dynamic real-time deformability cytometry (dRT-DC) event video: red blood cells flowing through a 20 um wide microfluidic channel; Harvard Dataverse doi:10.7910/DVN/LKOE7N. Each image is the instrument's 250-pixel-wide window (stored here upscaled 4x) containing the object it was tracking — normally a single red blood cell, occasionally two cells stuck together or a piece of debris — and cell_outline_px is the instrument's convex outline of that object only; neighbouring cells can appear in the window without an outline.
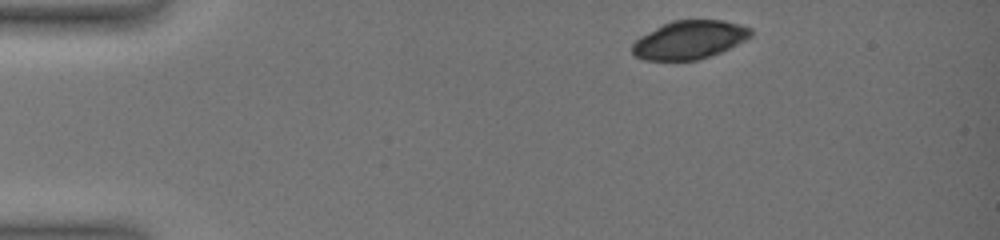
{"species": "common noctule bat (a hibernating species)", "species_latin": "Nyctalus noctula", "temperature_condition": "warm", "stored_images_in_passage": 16, "camera_frame_rate_fps": 3000, "um_per_image_px": 0.085, "animal": {"sex": "female", "body_mass_g": 19.0, "forearm_length_mm": 51.5}, "frame": {"image": 1, "passage_image": 1, "time_ms": 0.0, "image_size_px": [1000, 240], "cell_outline_px": [[752, 36], [720, 52], [696, 60], [644, 60], [636, 56], [632, 52], [632, 44], [640, 36], [672, 20], [724, 20], [740, 24], [752, 28]], "centroid_in_image_um": [58.6, 3.38], "position_along_channel_um": 26.4, "area_um2": 26.24}}
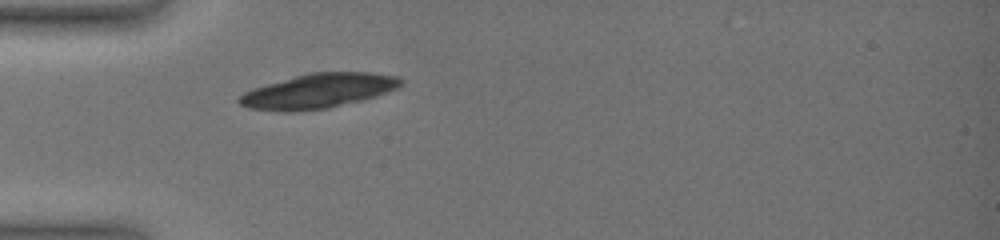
{"frame": {"image": 2, "passage_image": 7, "time_ms": 2.667, "image_size_px": [1000, 240], "cell_outline_px": [[404, 84], [388, 92], [364, 100], [328, 108], [292, 112], [284, 112], [248, 108], [240, 104], [236, 100], [244, 92], [252, 88], [308, 72], [372, 72], [396, 76], [404, 80]], "centroid_in_image_um": [27.06, 7.73], "position_along_channel_um": 57.9, "area_um2": 32.89}}
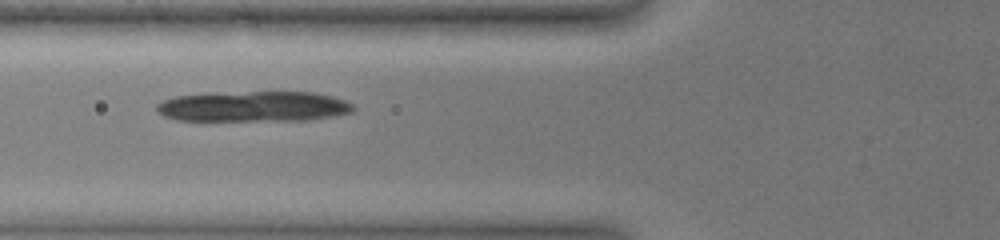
{"frame": {"image": 3, "passage_image": 10, "time_ms": 4.0, "image_size_px": [1000, 240], "cell_outline_px": [[356, 108], [352, 112], [332, 116], [308, 120], [176, 120], [164, 116], [156, 112], [156, 104], [164, 100], [176, 96], [252, 92], [312, 92], [332, 96], [344, 100], [352, 104]], "centroid_in_image_um": [21.58, 9.06], "position_along_channel_um": 104.2, "area_um2": 34.45}}